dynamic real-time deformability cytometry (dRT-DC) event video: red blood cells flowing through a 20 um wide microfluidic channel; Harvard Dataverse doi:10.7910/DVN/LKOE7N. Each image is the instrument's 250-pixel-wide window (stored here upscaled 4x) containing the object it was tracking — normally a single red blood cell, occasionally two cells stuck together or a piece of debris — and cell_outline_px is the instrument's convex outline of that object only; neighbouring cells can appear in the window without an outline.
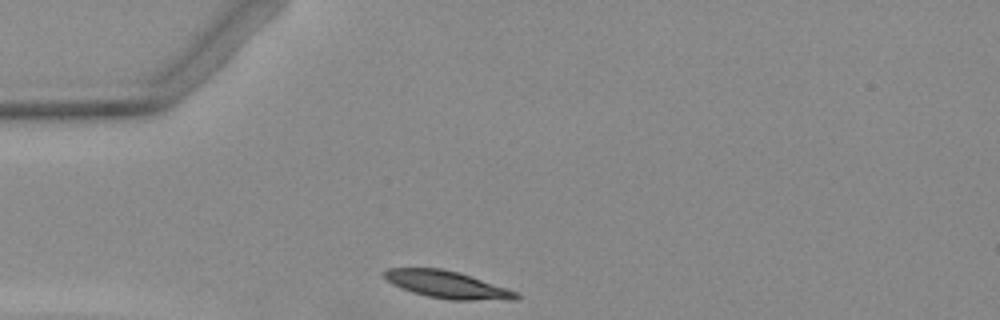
{"species": "Egyptian fruit bat (a non-hibernating species)", "species_latin": "Rousettus aegyptiacus", "temperature_condition": "warm", "stored_images_in_passage": 3, "camera_frame_rate_fps": 3000, "um_per_image_px": 0.085, "animal": {"sex": "female"}, "frame": {"image": 1, "passage_image": 1, "time_ms": 0.0, "image_size_px": [1000, 320], "cell_outline_px": [[520, 296], [516, 300], [448, 300], [428, 296], [412, 292], [400, 288], [392, 284], [384, 276], [384, 272], [388, 268], [440, 268], [460, 272], [520, 292]], "centroid_in_image_um": [38.07, 24.2], "position_along_channel_um": 46.9, "area_um2": 21.15}}
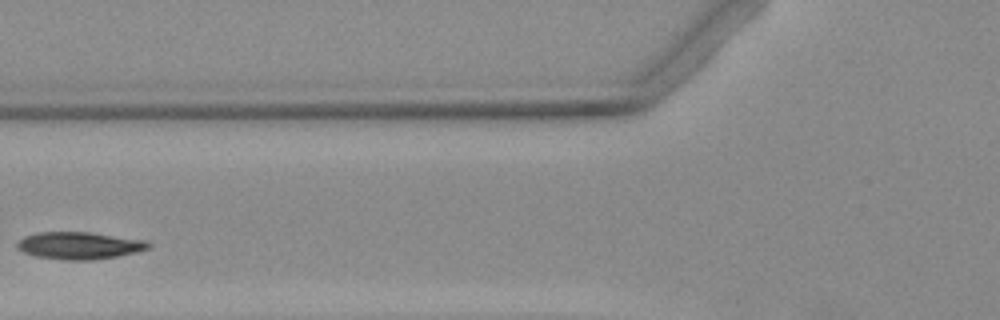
{"frame": {"image": 2, "passage_image": 3, "time_ms": 2.333, "image_size_px": [1000, 320], "cell_outline_px": [[152, 244], [148, 248], [136, 252], [116, 256], [92, 260], [64, 260], [36, 256], [24, 252], [16, 248], [16, 244], [24, 236], [36, 232], [88, 232], [144, 240]], "centroid_in_image_um": [6.7, 20.87], "position_along_channel_um": 119.1, "area_um2": 20.69}}